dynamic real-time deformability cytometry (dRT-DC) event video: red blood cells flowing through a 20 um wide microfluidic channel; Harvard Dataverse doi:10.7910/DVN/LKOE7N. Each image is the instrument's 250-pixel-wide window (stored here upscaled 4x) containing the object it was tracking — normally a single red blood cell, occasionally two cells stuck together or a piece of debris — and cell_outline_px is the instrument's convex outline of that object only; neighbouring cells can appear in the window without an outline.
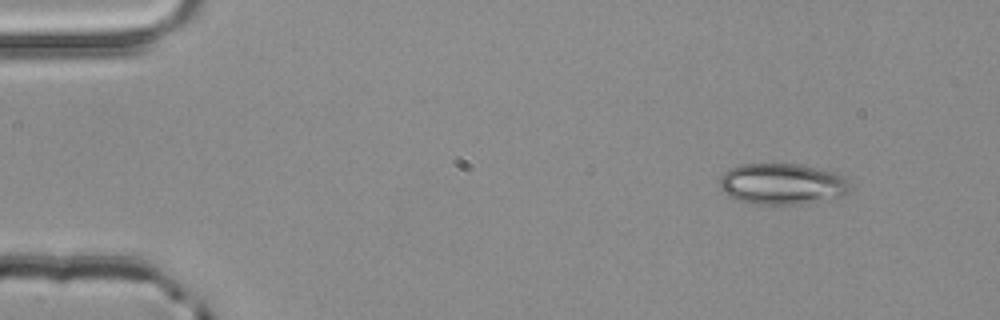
{"species": "common noctule bat (a hibernating species)", "species_latin": "Nyctalus noctula", "temperature_condition": "room temperature", "stored_images_in_passage": 3, "camera_frame_rate_fps": 3000, "um_per_image_px": 0.085, "animal": {"sex": "male", "body_mass_g": 20.4}, "frame": {"image": 1, "passage_image": 1, "time_ms": 0.0, "image_size_px": [1000, 320], "cell_outline_px": [[852, 188], [844, 196], [800, 204], [756, 204], [736, 200], [720, 192], [720, 176], [724, 172], [740, 164], [800, 164], [836, 172], [844, 176]], "centroid_in_image_um": [66.48, 15.64], "position_along_channel_um": 18.5, "area_um2": 31.56}}